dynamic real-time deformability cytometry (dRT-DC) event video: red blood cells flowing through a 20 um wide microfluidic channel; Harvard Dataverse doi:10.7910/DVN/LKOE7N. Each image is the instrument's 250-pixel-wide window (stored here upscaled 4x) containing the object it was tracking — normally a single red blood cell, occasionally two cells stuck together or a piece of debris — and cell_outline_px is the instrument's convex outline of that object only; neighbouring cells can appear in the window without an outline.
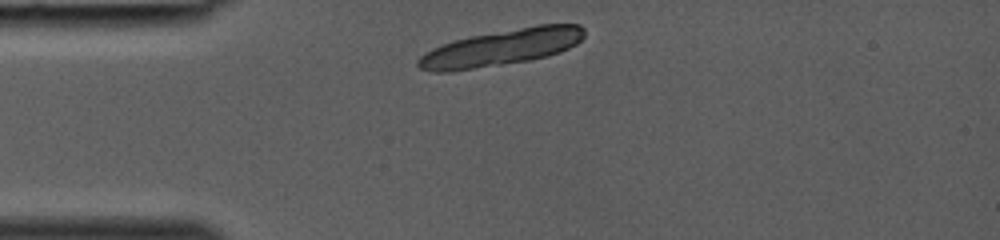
{"species": "common noctule bat (a hibernating species)", "species_latin": "Nyctalus noctula", "temperature_condition": "room temperature", "stored_images_in_passage": 26, "camera_frame_rate_fps": 3000, "um_per_image_px": 0.085, "animal": {"sex": "female", "body_mass_g": 19.0, "forearm_length_mm": 53.3}, "frame": {"image": 1, "passage_image": 1, "time_ms": 0.0, "image_size_px": [1000, 240], "cell_outline_px": [[584, 36], [576, 44], [560, 52], [548, 56], [528, 60], [452, 72], [436, 72], [420, 68], [416, 64], [416, 60], [424, 52], [440, 44], [472, 36], [536, 24], [580, 24], [584, 28]], "centroid_in_image_um": [42.6, 4.04], "position_along_channel_um": 42.4, "area_um2": 35.2}}
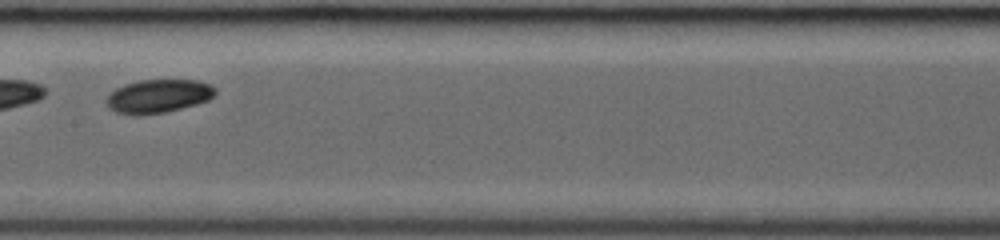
{"frame": {"image": 2, "passage_image": 12, "time_ms": 3.667, "image_size_px": [1000, 240], "cell_outline_px": [[216, 92], [208, 100], [196, 104], [164, 112], [136, 116], [132, 116], [116, 112], [108, 108], [104, 100], [116, 88], [124, 84], [140, 80], [196, 80], [208, 84], [216, 88]], "centroid_in_image_um": [13.4, 8.18], "position_along_channel_um": 194.0, "area_um2": 21.27}}